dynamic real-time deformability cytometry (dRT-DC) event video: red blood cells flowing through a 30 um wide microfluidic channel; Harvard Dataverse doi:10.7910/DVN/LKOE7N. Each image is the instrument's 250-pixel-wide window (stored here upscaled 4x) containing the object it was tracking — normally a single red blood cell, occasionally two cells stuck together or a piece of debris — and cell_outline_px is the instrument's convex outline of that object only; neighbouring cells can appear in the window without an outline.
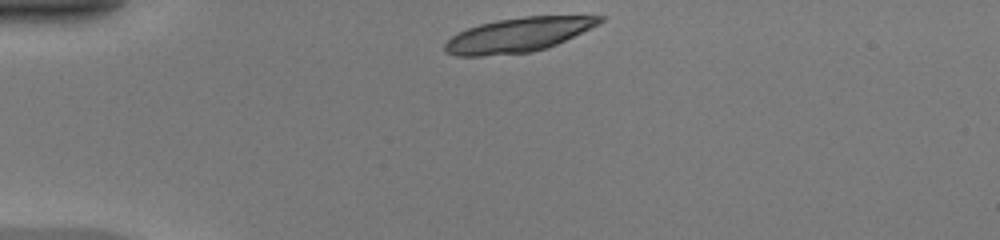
{"species": "common noctule bat (a hibernating species)", "species_latin": "Nyctalus noctula", "temperature_condition": "warm", "stored_images_in_passage": 38, "camera_frame_rate_fps": 3000, "um_per_image_px": 0.085, "animal": {"sex": "female", "body_mass_g": 20.0, "forearm_length_mm": 54.0}, "frame": {"image": 1, "passage_image": 1, "time_ms": 0.0, "image_size_px": [1000, 240], "cell_outline_px": [[604, 20], [548, 48], [532, 52], [484, 56], [456, 56], [444, 52], [444, 44], [452, 36], [468, 28], [480, 24], [496, 20], [524, 16], [604, 16]], "centroid_in_image_um": [43.97, 2.98], "position_along_channel_um": 41.0, "area_um2": 30.58}}
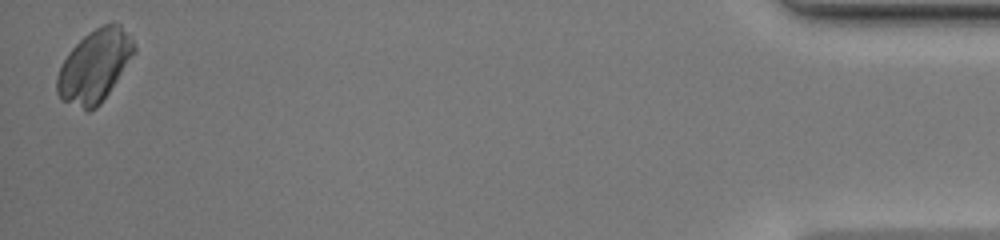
{"frame": {"image": 2, "passage_image": 38, "time_ms": 12.333, "image_size_px": [1000, 240], "cell_outline_px": [[136, 52], [100, 104], [96, 108], [88, 112], [60, 100], [56, 92], [56, 76], [68, 52], [88, 32], [104, 24], [120, 24], [132, 36], [136, 48]], "centroid_in_image_um": [8.03, 5.63], "position_along_channel_um": 427.2, "area_um2": 32.48}}